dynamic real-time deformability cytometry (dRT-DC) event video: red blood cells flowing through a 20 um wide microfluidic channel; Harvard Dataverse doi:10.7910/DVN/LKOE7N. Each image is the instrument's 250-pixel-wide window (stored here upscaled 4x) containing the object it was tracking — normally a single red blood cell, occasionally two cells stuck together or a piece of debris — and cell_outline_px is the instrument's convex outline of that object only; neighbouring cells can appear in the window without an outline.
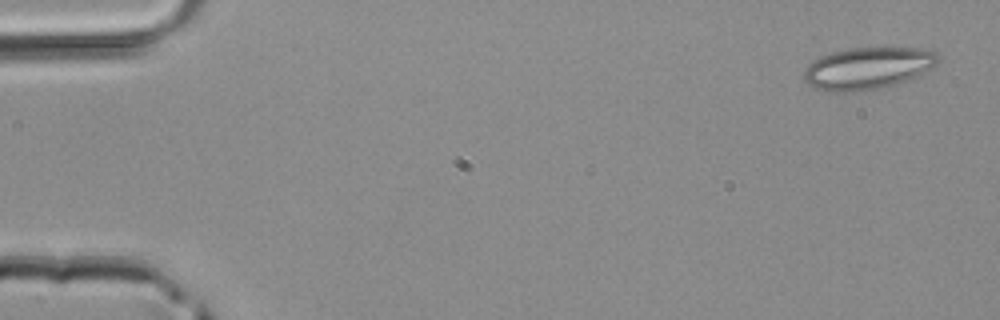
{"species": "common noctule bat (a hibernating species)", "species_latin": "Nyctalus noctula", "temperature_condition": "room temperature", "stored_images_in_passage": 4, "camera_frame_rate_fps": 3000, "um_per_image_px": 0.085, "animal": {"sex": "male", "body_mass_g": 20.4}, "frame": {"image": 1, "passage_image": 1, "time_ms": 0.0, "image_size_px": [1000, 320], "cell_outline_px": [[940, 60], [936, 64], [916, 76], [896, 84], [876, 88], [844, 92], [836, 92], [812, 88], [804, 80], [804, 72], [808, 64], [812, 60], [820, 56], [832, 52], [852, 48], [920, 48], [936, 52]], "centroid_in_image_um": [73.72, 5.79], "position_along_channel_um": 11.3, "area_um2": 32.48}}